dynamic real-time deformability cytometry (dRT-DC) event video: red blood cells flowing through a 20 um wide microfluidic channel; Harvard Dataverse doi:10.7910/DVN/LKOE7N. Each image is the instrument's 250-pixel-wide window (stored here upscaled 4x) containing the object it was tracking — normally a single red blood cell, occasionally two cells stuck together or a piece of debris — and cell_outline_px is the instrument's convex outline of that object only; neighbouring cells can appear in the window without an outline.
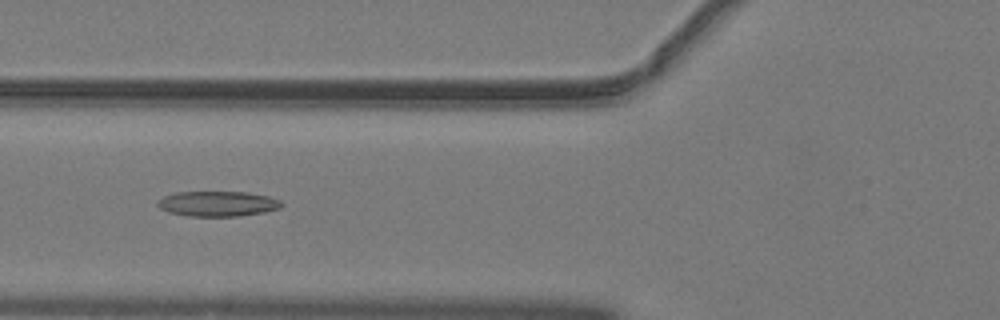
{"species": "common noctule bat (a hibernating species)", "species_latin": "Nyctalus noctula", "temperature_condition": "warm", "stored_images_in_passage": 51, "camera_frame_rate_fps": 3000, "um_per_image_px": 0.085, "animal": {"sex": "male", "body_mass_g": 19.2, "forearm_length_mm": 51.8}, "frame": {"image": 1, "passage_image": 20, "time_ms": 6.333, "image_size_px": [1000, 320], "cell_outline_px": [[284, 204], [280, 208], [264, 212], [240, 216], [188, 216], [168, 212], [160, 208], [156, 204], [156, 200], [164, 196], [176, 192], [248, 192], [268, 196], [280, 200]], "centroid_in_image_um": [18.49, 17.31], "position_along_channel_um": 107.3, "area_um2": 18.32}}
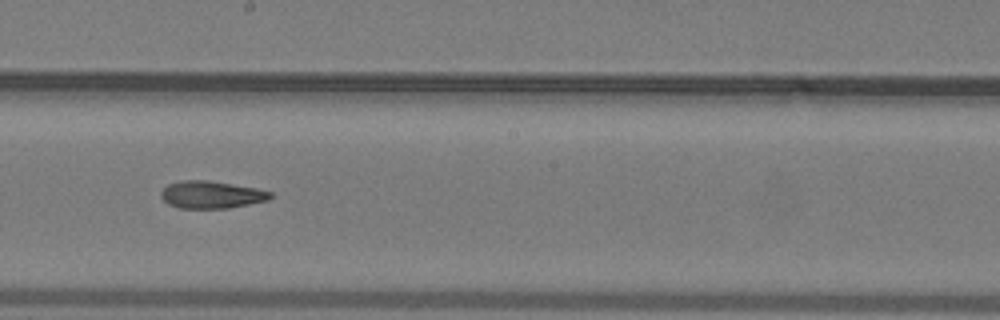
{"frame": {"image": 2, "passage_image": 29, "time_ms": 9.333, "image_size_px": [1000, 320], "cell_outline_px": [[272, 196], [268, 200], [228, 208], [180, 208], [168, 204], [160, 196], [160, 192], [168, 184], [180, 180], [208, 180], [256, 188], [272, 192]], "centroid_in_image_um": [17.94, 16.54], "position_along_channel_um": 230.3, "area_um2": 17.4}}
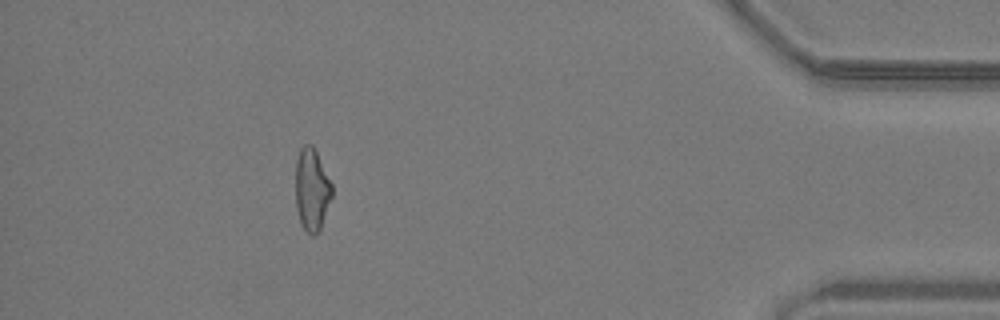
{"frame": {"image": 3, "passage_image": 46, "time_ms": 15.0, "image_size_px": [1000, 320], "cell_outline_px": [[332, 196], [320, 228], [312, 236], [300, 224], [296, 208], [296, 160], [300, 148], [304, 144], [312, 144], [332, 184]], "centroid_in_image_um": [26.49, 16.1], "position_along_channel_um": 408.7, "area_um2": 17.28}, "authors_computed_cell_mechanics": {"area_um2": 18.1492, "velocity_mm_per_s": 4.0798, "shape_relaxation_time_tau1_ms": null, "shape_relaxation_time_tau2_ms": 5.499, "deformation_change_tau1": null, "deformation_change_tau2": 0.1604}}